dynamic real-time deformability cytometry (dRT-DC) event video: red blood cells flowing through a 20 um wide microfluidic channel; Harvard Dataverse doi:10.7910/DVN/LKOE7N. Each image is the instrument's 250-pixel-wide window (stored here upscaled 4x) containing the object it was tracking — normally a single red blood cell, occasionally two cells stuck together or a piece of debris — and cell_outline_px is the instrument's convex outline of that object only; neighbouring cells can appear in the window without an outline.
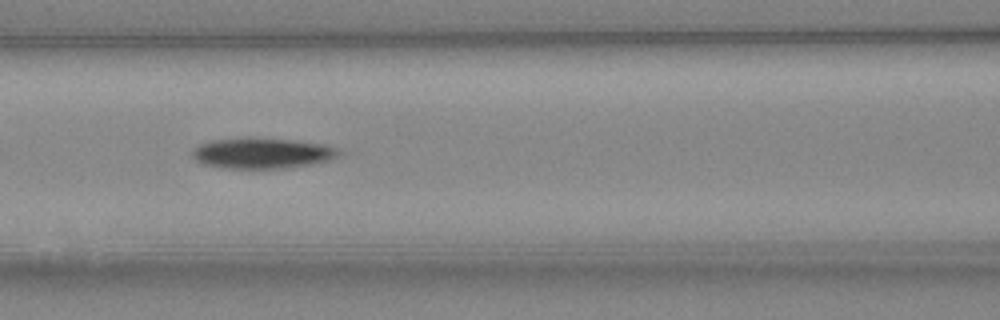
{"species": "Egyptian fruit bat (a non-hibernating species)", "species_latin": "Rousettus aegyptiacus", "temperature_condition": "cold", "stored_images_in_passage": 17, "camera_frame_rate_fps": 3000, "um_per_image_px": 0.085, "animal": {"sex": "female"}, "frame": {"image": 1, "passage_image": 8, "time_ms": 2.333, "image_size_px": [1000, 320], "cell_outline_px": [[340, 152], [336, 156], [328, 160], [312, 164], [288, 168], [224, 168], [200, 164], [192, 156], [192, 152], [200, 144], [208, 140], [252, 136], [296, 140], [320, 144], [336, 148]], "centroid_in_image_um": [22.21, 13.0], "position_along_channel_um": 144.4, "area_um2": 26.47}}